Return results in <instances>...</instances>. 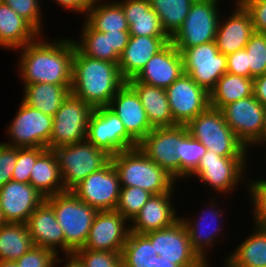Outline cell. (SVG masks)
<instances>
[{
	"label": "cell",
	"mask_w": 266,
	"mask_h": 267,
	"mask_svg": "<svg viewBox=\"0 0 266 267\" xmlns=\"http://www.w3.org/2000/svg\"><path fill=\"white\" fill-rule=\"evenodd\" d=\"M43 37L17 49L21 53L17 71L22 84L72 85L74 39L46 41Z\"/></svg>",
	"instance_id": "cell-1"
},
{
	"label": "cell",
	"mask_w": 266,
	"mask_h": 267,
	"mask_svg": "<svg viewBox=\"0 0 266 267\" xmlns=\"http://www.w3.org/2000/svg\"><path fill=\"white\" fill-rule=\"evenodd\" d=\"M125 83L118 64L83 55L75 47L70 90L75 97L93 108L105 107Z\"/></svg>",
	"instance_id": "cell-2"
},
{
	"label": "cell",
	"mask_w": 266,
	"mask_h": 267,
	"mask_svg": "<svg viewBox=\"0 0 266 267\" xmlns=\"http://www.w3.org/2000/svg\"><path fill=\"white\" fill-rule=\"evenodd\" d=\"M121 187H140L152 195L170 192L176 180L138 147L111 156Z\"/></svg>",
	"instance_id": "cell-3"
},
{
	"label": "cell",
	"mask_w": 266,
	"mask_h": 267,
	"mask_svg": "<svg viewBox=\"0 0 266 267\" xmlns=\"http://www.w3.org/2000/svg\"><path fill=\"white\" fill-rule=\"evenodd\" d=\"M45 200L53 207L56 219L64 232L65 255L84 248L98 211L81 201L72 191H65Z\"/></svg>",
	"instance_id": "cell-4"
},
{
	"label": "cell",
	"mask_w": 266,
	"mask_h": 267,
	"mask_svg": "<svg viewBox=\"0 0 266 267\" xmlns=\"http://www.w3.org/2000/svg\"><path fill=\"white\" fill-rule=\"evenodd\" d=\"M190 135L222 157H248L249 151L227 125L221 110L209 106L186 125Z\"/></svg>",
	"instance_id": "cell-5"
},
{
	"label": "cell",
	"mask_w": 266,
	"mask_h": 267,
	"mask_svg": "<svg viewBox=\"0 0 266 267\" xmlns=\"http://www.w3.org/2000/svg\"><path fill=\"white\" fill-rule=\"evenodd\" d=\"M248 157H222L214 151L207 150L200 159L198 167L187 177L203 182L215 193L231 195L239 185L246 183ZM244 181V182H243ZM242 182V183H240ZM228 194V195H227Z\"/></svg>",
	"instance_id": "cell-6"
},
{
	"label": "cell",
	"mask_w": 266,
	"mask_h": 267,
	"mask_svg": "<svg viewBox=\"0 0 266 267\" xmlns=\"http://www.w3.org/2000/svg\"><path fill=\"white\" fill-rule=\"evenodd\" d=\"M53 151L58 159L65 191H71L88 175L103 168L111 160V156L87 139Z\"/></svg>",
	"instance_id": "cell-7"
},
{
	"label": "cell",
	"mask_w": 266,
	"mask_h": 267,
	"mask_svg": "<svg viewBox=\"0 0 266 267\" xmlns=\"http://www.w3.org/2000/svg\"><path fill=\"white\" fill-rule=\"evenodd\" d=\"M222 0H195L185 21L170 38L176 48H192L215 41ZM220 4V6H219Z\"/></svg>",
	"instance_id": "cell-8"
},
{
	"label": "cell",
	"mask_w": 266,
	"mask_h": 267,
	"mask_svg": "<svg viewBox=\"0 0 266 267\" xmlns=\"http://www.w3.org/2000/svg\"><path fill=\"white\" fill-rule=\"evenodd\" d=\"M93 110L88 103L70 93L53 117L49 149L54 150L85 140Z\"/></svg>",
	"instance_id": "cell-9"
},
{
	"label": "cell",
	"mask_w": 266,
	"mask_h": 267,
	"mask_svg": "<svg viewBox=\"0 0 266 267\" xmlns=\"http://www.w3.org/2000/svg\"><path fill=\"white\" fill-rule=\"evenodd\" d=\"M18 107L10 125L6 126L9 142L5 144L16 148L49 149L53 117L28 106L22 100Z\"/></svg>",
	"instance_id": "cell-10"
},
{
	"label": "cell",
	"mask_w": 266,
	"mask_h": 267,
	"mask_svg": "<svg viewBox=\"0 0 266 267\" xmlns=\"http://www.w3.org/2000/svg\"><path fill=\"white\" fill-rule=\"evenodd\" d=\"M86 139L109 156L138 147L119 117L107 106L97 107L92 111Z\"/></svg>",
	"instance_id": "cell-11"
},
{
	"label": "cell",
	"mask_w": 266,
	"mask_h": 267,
	"mask_svg": "<svg viewBox=\"0 0 266 267\" xmlns=\"http://www.w3.org/2000/svg\"><path fill=\"white\" fill-rule=\"evenodd\" d=\"M177 50L182 55L184 73L208 93L227 71L226 55L219 52L215 41Z\"/></svg>",
	"instance_id": "cell-12"
},
{
	"label": "cell",
	"mask_w": 266,
	"mask_h": 267,
	"mask_svg": "<svg viewBox=\"0 0 266 267\" xmlns=\"http://www.w3.org/2000/svg\"><path fill=\"white\" fill-rule=\"evenodd\" d=\"M221 111L227 125L248 150L261 140L265 107L254 95L229 103Z\"/></svg>",
	"instance_id": "cell-13"
},
{
	"label": "cell",
	"mask_w": 266,
	"mask_h": 267,
	"mask_svg": "<svg viewBox=\"0 0 266 267\" xmlns=\"http://www.w3.org/2000/svg\"><path fill=\"white\" fill-rule=\"evenodd\" d=\"M120 181L112 161L91 173L71 191L97 211L115 210L120 194Z\"/></svg>",
	"instance_id": "cell-14"
},
{
	"label": "cell",
	"mask_w": 266,
	"mask_h": 267,
	"mask_svg": "<svg viewBox=\"0 0 266 267\" xmlns=\"http://www.w3.org/2000/svg\"><path fill=\"white\" fill-rule=\"evenodd\" d=\"M165 91L177 125H187L210 106L209 93L186 73H183Z\"/></svg>",
	"instance_id": "cell-15"
},
{
	"label": "cell",
	"mask_w": 266,
	"mask_h": 267,
	"mask_svg": "<svg viewBox=\"0 0 266 267\" xmlns=\"http://www.w3.org/2000/svg\"><path fill=\"white\" fill-rule=\"evenodd\" d=\"M138 148L175 180L180 181V125L153 128Z\"/></svg>",
	"instance_id": "cell-16"
},
{
	"label": "cell",
	"mask_w": 266,
	"mask_h": 267,
	"mask_svg": "<svg viewBox=\"0 0 266 267\" xmlns=\"http://www.w3.org/2000/svg\"><path fill=\"white\" fill-rule=\"evenodd\" d=\"M215 198L216 197L213 196V198L210 199V203L208 202V204H204L206 207L204 208V211L202 210L199 217L197 215L193 220L191 217H180L188 232L192 249L208 265L210 264V261H208L209 257H207L208 250L211 247L214 248V243H218V237L220 239V233L223 235L222 232L224 231V226L221 225V220L225 212L221 209H217L219 207L217 206L218 204L216 203L217 200Z\"/></svg>",
	"instance_id": "cell-17"
},
{
	"label": "cell",
	"mask_w": 266,
	"mask_h": 267,
	"mask_svg": "<svg viewBox=\"0 0 266 267\" xmlns=\"http://www.w3.org/2000/svg\"><path fill=\"white\" fill-rule=\"evenodd\" d=\"M129 232V222L122 214L115 210L98 211L84 248L121 253Z\"/></svg>",
	"instance_id": "cell-18"
},
{
	"label": "cell",
	"mask_w": 266,
	"mask_h": 267,
	"mask_svg": "<svg viewBox=\"0 0 266 267\" xmlns=\"http://www.w3.org/2000/svg\"><path fill=\"white\" fill-rule=\"evenodd\" d=\"M152 244L181 267H207L192 249L188 232L181 219L173 225L145 234Z\"/></svg>",
	"instance_id": "cell-19"
},
{
	"label": "cell",
	"mask_w": 266,
	"mask_h": 267,
	"mask_svg": "<svg viewBox=\"0 0 266 267\" xmlns=\"http://www.w3.org/2000/svg\"><path fill=\"white\" fill-rule=\"evenodd\" d=\"M45 200L30 183L10 180L0 188V210L5 223L26 224Z\"/></svg>",
	"instance_id": "cell-20"
},
{
	"label": "cell",
	"mask_w": 266,
	"mask_h": 267,
	"mask_svg": "<svg viewBox=\"0 0 266 267\" xmlns=\"http://www.w3.org/2000/svg\"><path fill=\"white\" fill-rule=\"evenodd\" d=\"M123 123L126 132L139 143L152 129L136 91L126 82L107 106Z\"/></svg>",
	"instance_id": "cell-21"
},
{
	"label": "cell",
	"mask_w": 266,
	"mask_h": 267,
	"mask_svg": "<svg viewBox=\"0 0 266 267\" xmlns=\"http://www.w3.org/2000/svg\"><path fill=\"white\" fill-rule=\"evenodd\" d=\"M234 9L229 17L220 18L215 42L219 52L223 55L244 49L250 37L255 32L249 12L235 0Z\"/></svg>",
	"instance_id": "cell-22"
},
{
	"label": "cell",
	"mask_w": 266,
	"mask_h": 267,
	"mask_svg": "<svg viewBox=\"0 0 266 267\" xmlns=\"http://www.w3.org/2000/svg\"><path fill=\"white\" fill-rule=\"evenodd\" d=\"M183 73L182 55L170 41L147 62L134 79L150 86L166 89Z\"/></svg>",
	"instance_id": "cell-23"
},
{
	"label": "cell",
	"mask_w": 266,
	"mask_h": 267,
	"mask_svg": "<svg viewBox=\"0 0 266 267\" xmlns=\"http://www.w3.org/2000/svg\"><path fill=\"white\" fill-rule=\"evenodd\" d=\"M34 246L65 254V236L53 207L44 200L26 222ZM61 249V251H60Z\"/></svg>",
	"instance_id": "cell-24"
},
{
	"label": "cell",
	"mask_w": 266,
	"mask_h": 267,
	"mask_svg": "<svg viewBox=\"0 0 266 267\" xmlns=\"http://www.w3.org/2000/svg\"><path fill=\"white\" fill-rule=\"evenodd\" d=\"M174 193L173 188L170 192L152 195L131 221L132 223H129L130 231L138 234H147L169 227L177 222L180 216L175 210L173 199H171Z\"/></svg>",
	"instance_id": "cell-25"
},
{
	"label": "cell",
	"mask_w": 266,
	"mask_h": 267,
	"mask_svg": "<svg viewBox=\"0 0 266 267\" xmlns=\"http://www.w3.org/2000/svg\"><path fill=\"white\" fill-rule=\"evenodd\" d=\"M170 42V37L130 36L120 55L118 67L127 82L135 78L147 62Z\"/></svg>",
	"instance_id": "cell-26"
},
{
	"label": "cell",
	"mask_w": 266,
	"mask_h": 267,
	"mask_svg": "<svg viewBox=\"0 0 266 267\" xmlns=\"http://www.w3.org/2000/svg\"><path fill=\"white\" fill-rule=\"evenodd\" d=\"M122 267H181L161 252L145 234L129 232L121 252Z\"/></svg>",
	"instance_id": "cell-27"
},
{
	"label": "cell",
	"mask_w": 266,
	"mask_h": 267,
	"mask_svg": "<svg viewBox=\"0 0 266 267\" xmlns=\"http://www.w3.org/2000/svg\"><path fill=\"white\" fill-rule=\"evenodd\" d=\"M41 34L4 2L0 3V47L15 52Z\"/></svg>",
	"instance_id": "cell-28"
},
{
	"label": "cell",
	"mask_w": 266,
	"mask_h": 267,
	"mask_svg": "<svg viewBox=\"0 0 266 267\" xmlns=\"http://www.w3.org/2000/svg\"><path fill=\"white\" fill-rule=\"evenodd\" d=\"M127 83L138 94L153 128L177 126L170 110L165 89L138 82L134 78L128 80Z\"/></svg>",
	"instance_id": "cell-29"
},
{
	"label": "cell",
	"mask_w": 266,
	"mask_h": 267,
	"mask_svg": "<svg viewBox=\"0 0 266 267\" xmlns=\"http://www.w3.org/2000/svg\"><path fill=\"white\" fill-rule=\"evenodd\" d=\"M129 26L130 36L169 37L149 0H118Z\"/></svg>",
	"instance_id": "cell-30"
},
{
	"label": "cell",
	"mask_w": 266,
	"mask_h": 267,
	"mask_svg": "<svg viewBox=\"0 0 266 267\" xmlns=\"http://www.w3.org/2000/svg\"><path fill=\"white\" fill-rule=\"evenodd\" d=\"M44 198L65 192L55 152L46 149L36 160L29 182Z\"/></svg>",
	"instance_id": "cell-31"
},
{
	"label": "cell",
	"mask_w": 266,
	"mask_h": 267,
	"mask_svg": "<svg viewBox=\"0 0 266 267\" xmlns=\"http://www.w3.org/2000/svg\"><path fill=\"white\" fill-rule=\"evenodd\" d=\"M23 102L54 117L63 100L70 94L71 85H55L50 83L22 84Z\"/></svg>",
	"instance_id": "cell-32"
},
{
	"label": "cell",
	"mask_w": 266,
	"mask_h": 267,
	"mask_svg": "<svg viewBox=\"0 0 266 267\" xmlns=\"http://www.w3.org/2000/svg\"><path fill=\"white\" fill-rule=\"evenodd\" d=\"M112 0H93L84 20L99 32L129 31L121 5Z\"/></svg>",
	"instance_id": "cell-33"
},
{
	"label": "cell",
	"mask_w": 266,
	"mask_h": 267,
	"mask_svg": "<svg viewBox=\"0 0 266 267\" xmlns=\"http://www.w3.org/2000/svg\"><path fill=\"white\" fill-rule=\"evenodd\" d=\"M238 246L226 257L233 265L266 267V228L253 227L251 235Z\"/></svg>",
	"instance_id": "cell-34"
},
{
	"label": "cell",
	"mask_w": 266,
	"mask_h": 267,
	"mask_svg": "<svg viewBox=\"0 0 266 267\" xmlns=\"http://www.w3.org/2000/svg\"><path fill=\"white\" fill-rule=\"evenodd\" d=\"M210 106L221 110L229 103L253 95V78L225 73L209 93Z\"/></svg>",
	"instance_id": "cell-35"
},
{
	"label": "cell",
	"mask_w": 266,
	"mask_h": 267,
	"mask_svg": "<svg viewBox=\"0 0 266 267\" xmlns=\"http://www.w3.org/2000/svg\"><path fill=\"white\" fill-rule=\"evenodd\" d=\"M34 246L23 223H4L0 227V261H16Z\"/></svg>",
	"instance_id": "cell-36"
},
{
	"label": "cell",
	"mask_w": 266,
	"mask_h": 267,
	"mask_svg": "<svg viewBox=\"0 0 266 267\" xmlns=\"http://www.w3.org/2000/svg\"><path fill=\"white\" fill-rule=\"evenodd\" d=\"M81 26L80 39H74L76 48L86 56L118 64L120 56L110 51L109 35L94 30L85 20Z\"/></svg>",
	"instance_id": "cell-37"
},
{
	"label": "cell",
	"mask_w": 266,
	"mask_h": 267,
	"mask_svg": "<svg viewBox=\"0 0 266 267\" xmlns=\"http://www.w3.org/2000/svg\"><path fill=\"white\" fill-rule=\"evenodd\" d=\"M195 0H149L157 13L161 26L171 38L182 26Z\"/></svg>",
	"instance_id": "cell-38"
},
{
	"label": "cell",
	"mask_w": 266,
	"mask_h": 267,
	"mask_svg": "<svg viewBox=\"0 0 266 267\" xmlns=\"http://www.w3.org/2000/svg\"><path fill=\"white\" fill-rule=\"evenodd\" d=\"M206 151L205 146L190 135L186 125H180V180L184 178L185 181L198 167Z\"/></svg>",
	"instance_id": "cell-39"
},
{
	"label": "cell",
	"mask_w": 266,
	"mask_h": 267,
	"mask_svg": "<svg viewBox=\"0 0 266 267\" xmlns=\"http://www.w3.org/2000/svg\"><path fill=\"white\" fill-rule=\"evenodd\" d=\"M152 194L140 187H121L115 211L131 223Z\"/></svg>",
	"instance_id": "cell-40"
},
{
	"label": "cell",
	"mask_w": 266,
	"mask_h": 267,
	"mask_svg": "<svg viewBox=\"0 0 266 267\" xmlns=\"http://www.w3.org/2000/svg\"><path fill=\"white\" fill-rule=\"evenodd\" d=\"M248 55L250 78L266 73V34L254 32L245 46Z\"/></svg>",
	"instance_id": "cell-41"
},
{
	"label": "cell",
	"mask_w": 266,
	"mask_h": 267,
	"mask_svg": "<svg viewBox=\"0 0 266 267\" xmlns=\"http://www.w3.org/2000/svg\"><path fill=\"white\" fill-rule=\"evenodd\" d=\"M247 179L246 189L249 193V200L252 204V217L254 226L266 228V179Z\"/></svg>",
	"instance_id": "cell-42"
},
{
	"label": "cell",
	"mask_w": 266,
	"mask_h": 267,
	"mask_svg": "<svg viewBox=\"0 0 266 267\" xmlns=\"http://www.w3.org/2000/svg\"><path fill=\"white\" fill-rule=\"evenodd\" d=\"M73 255L83 267H122L121 253L81 248Z\"/></svg>",
	"instance_id": "cell-43"
},
{
	"label": "cell",
	"mask_w": 266,
	"mask_h": 267,
	"mask_svg": "<svg viewBox=\"0 0 266 267\" xmlns=\"http://www.w3.org/2000/svg\"><path fill=\"white\" fill-rule=\"evenodd\" d=\"M2 2L28 21L41 35L43 34V10L39 0H2Z\"/></svg>",
	"instance_id": "cell-44"
},
{
	"label": "cell",
	"mask_w": 266,
	"mask_h": 267,
	"mask_svg": "<svg viewBox=\"0 0 266 267\" xmlns=\"http://www.w3.org/2000/svg\"><path fill=\"white\" fill-rule=\"evenodd\" d=\"M46 150V148H17V160L12 180L21 183L30 182V174L37 158Z\"/></svg>",
	"instance_id": "cell-45"
},
{
	"label": "cell",
	"mask_w": 266,
	"mask_h": 267,
	"mask_svg": "<svg viewBox=\"0 0 266 267\" xmlns=\"http://www.w3.org/2000/svg\"><path fill=\"white\" fill-rule=\"evenodd\" d=\"M62 261L52 250L33 246L15 262L18 267H55Z\"/></svg>",
	"instance_id": "cell-46"
},
{
	"label": "cell",
	"mask_w": 266,
	"mask_h": 267,
	"mask_svg": "<svg viewBox=\"0 0 266 267\" xmlns=\"http://www.w3.org/2000/svg\"><path fill=\"white\" fill-rule=\"evenodd\" d=\"M17 160V148L0 143V188L8 181L12 180V172L14 171Z\"/></svg>",
	"instance_id": "cell-47"
},
{
	"label": "cell",
	"mask_w": 266,
	"mask_h": 267,
	"mask_svg": "<svg viewBox=\"0 0 266 267\" xmlns=\"http://www.w3.org/2000/svg\"><path fill=\"white\" fill-rule=\"evenodd\" d=\"M249 12L255 32L266 34V0H238Z\"/></svg>",
	"instance_id": "cell-48"
},
{
	"label": "cell",
	"mask_w": 266,
	"mask_h": 267,
	"mask_svg": "<svg viewBox=\"0 0 266 267\" xmlns=\"http://www.w3.org/2000/svg\"><path fill=\"white\" fill-rule=\"evenodd\" d=\"M227 73L250 78L248 55L244 49L226 55Z\"/></svg>",
	"instance_id": "cell-49"
},
{
	"label": "cell",
	"mask_w": 266,
	"mask_h": 267,
	"mask_svg": "<svg viewBox=\"0 0 266 267\" xmlns=\"http://www.w3.org/2000/svg\"><path fill=\"white\" fill-rule=\"evenodd\" d=\"M104 34L109 35L110 51H115L120 56L128 44L129 31L105 32Z\"/></svg>",
	"instance_id": "cell-50"
},
{
	"label": "cell",
	"mask_w": 266,
	"mask_h": 267,
	"mask_svg": "<svg viewBox=\"0 0 266 267\" xmlns=\"http://www.w3.org/2000/svg\"><path fill=\"white\" fill-rule=\"evenodd\" d=\"M58 6H62L66 10H70V12H75L82 14V16L87 14L88 9L92 5L93 0H55Z\"/></svg>",
	"instance_id": "cell-51"
},
{
	"label": "cell",
	"mask_w": 266,
	"mask_h": 267,
	"mask_svg": "<svg viewBox=\"0 0 266 267\" xmlns=\"http://www.w3.org/2000/svg\"><path fill=\"white\" fill-rule=\"evenodd\" d=\"M253 95L266 107V73L253 79Z\"/></svg>",
	"instance_id": "cell-52"
},
{
	"label": "cell",
	"mask_w": 266,
	"mask_h": 267,
	"mask_svg": "<svg viewBox=\"0 0 266 267\" xmlns=\"http://www.w3.org/2000/svg\"><path fill=\"white\" fill-rule=\"evenodd\" d=\"M64 256H65L63 257L64 267H83L80 261L73 254Z\"/></svg>",
	"instance_id": "cell-53"
},
{
	"label": "cell",
	"mask_w": 266,
	"mask_h": 267,
	"mask_svg": "<svg viewBox=\"0 0 266 267\" xmlns=\"http://www.w3.org/2000/svg\"><path fill=\"white\" fill-rule=\"evenodd\" d=\"M0 267H18L15 261H0Z\"/></svg>",
	"instance_id": "cell-54"
},
{
	"label": "cell",
	"mask_w": 266,
	"mask_h": 267,
	"mask_svg": "<svg viewBox=\"0 0 266 267\" xmlns=\"http://www.w3.org/2000/svg\"><path fill=\"white\" fill-rule=\"evenodd\" d=\"M261 139H266V107L264 111V126H263V135Z\"/></svg>",
	"instance_id": "cell-55"
},
{
	"label": "cell",
	"mask_w": 266,
	"mask_h": 267,
	"mask_svg": "<svg viewBox=\"0 0 266 267\" xmlns=\"http://www.w3.org/2000/svg\"><path fill=\"white\" fill-rule=\"evenodd\" d=\"M257 145V146H256ZM263 145H265V147H266V139H261L260 141H258V142H256L254 145H253V147L254 146H256V147H260V146H263ZM266 156V155H265ZM265 159H266V157H265ZM266 161V160H265Z\"/></svg>",
	"instance_id": "cell-56"
},
{
	"label": "cell",
	"mask_w": 266,
	"mask_h": 267,
	"mask_svg": "<svg viewBox=\"0 0 266 267\" xmlns=\"http://www.w3.org/2000/svg\"><path fill=\"white\" fill-rule=\"evenodd\" d=\"M224 260V265L223 267H237L235 265H233L227 258L223 259Z\"/></svg>",
	"instance_id": "cell-57"
},
{
	"label": "cell",
	"mask_w": 266,
	"mask_h": 267,
	"mask_svg": "<svg viewBox=\"0 0 266 267\" xmlns=\"http://www.w3.org/2000/svg\"><path fill=\"white\" fill-rule=\"evenodd\" d=\"M5 223V221L3 220L2 214H1V210H0V227Z\"/></svg>",
	"instance_id": "cell-58"
}]
</instances>
